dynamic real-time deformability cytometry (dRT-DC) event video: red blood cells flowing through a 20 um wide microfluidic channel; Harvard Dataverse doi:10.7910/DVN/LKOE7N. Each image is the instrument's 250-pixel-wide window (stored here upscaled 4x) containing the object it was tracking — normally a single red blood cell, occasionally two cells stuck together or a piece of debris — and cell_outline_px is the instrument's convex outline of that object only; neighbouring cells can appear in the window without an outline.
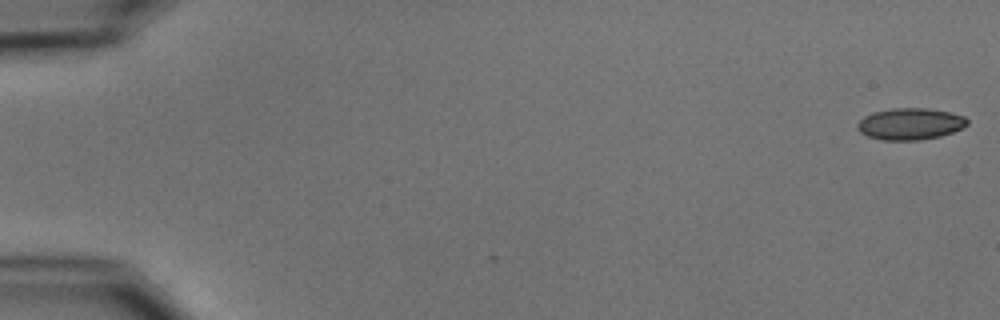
{"species": "common noctule bat (a hibernating species)", "species_latin": "Nyctalus noctula", "temperature_condition": "cold", "stored_images_in_passage": 2, "camera_frame_rate_fps": 3000, "um_per_image_px": 0.085, "animal": {"sex": "male", "body_mass_g": 15.6}, "frame": {"image": 1, "passage_image": 2, "time_ms": 0.333, "image_size_px": [1000, 320], "cell_outline_px": [[968, 124], [952, 132], [940, 136], [920, 140], [884, 140], [868, 136], [860, 132], [856, 128], [856, 124], [864, 116], [872, 112], [892, 108], [928, 108], [948, 112], [964, 116], [968, 120]], "centroid_in_image_um": [77.33, 10.52], "position_along_channel_um": 7.7, "area_um2": 20.23}}